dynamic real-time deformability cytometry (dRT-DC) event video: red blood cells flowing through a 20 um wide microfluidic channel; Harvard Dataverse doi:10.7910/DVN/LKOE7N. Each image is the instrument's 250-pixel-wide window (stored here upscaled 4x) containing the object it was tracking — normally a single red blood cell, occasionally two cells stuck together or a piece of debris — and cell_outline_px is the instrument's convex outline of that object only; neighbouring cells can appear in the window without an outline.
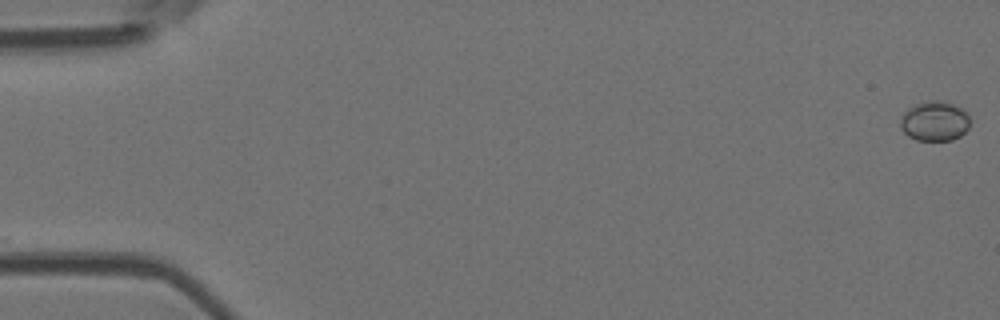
{"species": "Egyptian fruit bat (a non-hibernating species)", "species_latin": "Rousettus aegyptiacus", "temperature_condition": "room temperature", "stored_images_in_passage": 28, "camera_frame_rate_fps": 3000, "um_per_image_px": 0.085, "animal": {"sex": "female"}, "frame": {"image": 1, "passage_image": 1, "time_ms": 0.0, "image_size_px": [1000, 320], "cell_outline_px": [[968, 128], [960, 136], [952, 140], [916, 140], [908, 136], [900, 128], [900, 120], [904, 112], [908, 108], [916, 104], [928, 100], [944, 100], [968, 112]], "centroid_in_image_um": [79.42, 10.29], "position_along_channel_um": 5.6, "area_um2": 16.18}}
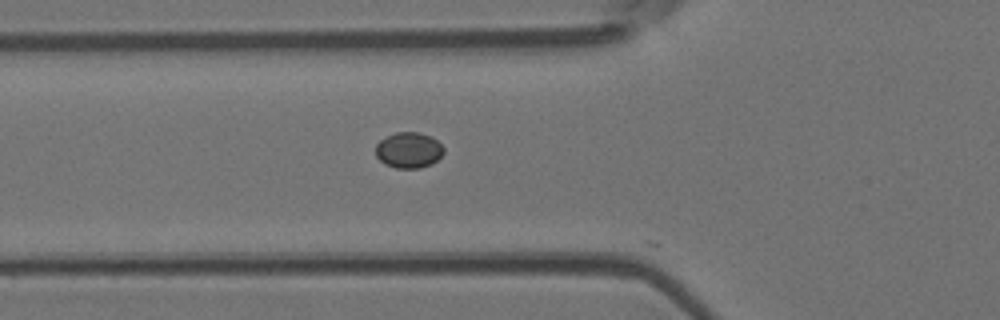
{"frame": {"image": 2, "passage_image": 20, "time_ms": 6.333, "image_size_px": [1000, 320], "cell_outline_px": [[444, 152], [432, 164], [420, 168], [396, 168], [384, 164], [376, 156], [376, 144], [380, 140], [396, 132], [420, 132], [432, 136], [444, 148]], "centroid_in_image_um": [34.74, 12.76], "position_along_channel_um": 91.1, "area_um2": 14.22}}
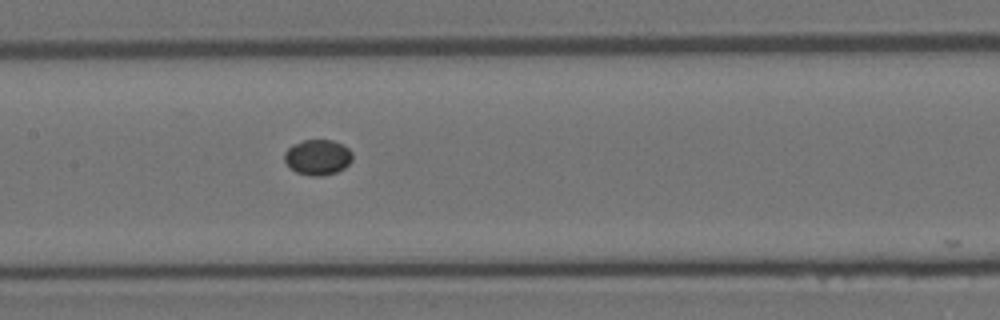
{"frame": {"image": 3, "passage_image": 27, "time_ms": 8.667, "image_size_px": [1000, 320], "cell_outline_px": [[352, 160], [344, 168], [336, 172], [320, 176], [312, 176], [296, 172], [284, 160], [284, 152], [292, 144], [304, 140], [332, 140], [344, 144], [352, 152]], "centroid_in_image_um": [27.01, 13.35], "position_along_channel_um": 180.4, "area_um2": 14.05}}